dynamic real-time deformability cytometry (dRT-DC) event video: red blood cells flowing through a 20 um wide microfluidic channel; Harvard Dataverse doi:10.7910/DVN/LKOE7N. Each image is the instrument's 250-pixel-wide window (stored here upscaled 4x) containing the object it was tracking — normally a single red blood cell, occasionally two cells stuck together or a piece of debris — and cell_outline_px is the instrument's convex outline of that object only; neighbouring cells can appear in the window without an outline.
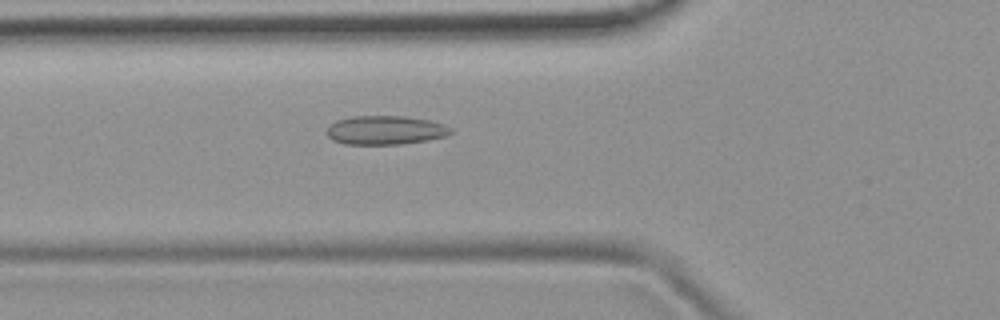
{"species": "common noctule bat (a hibernating species)", "species_latin": "Nyctalus noctula", "temperature_condition": "room temperature", "stored_images_in_passage": 50, "camera_frame_rate_fps": 3000, "um_per_image_px": 0.085, "animal": {"sex": "female", "body_mass_g": 19.9}, "frame": {"image": 1, "passage_image": 17, "time_ms": 5.333, "image_size_px": [1000, 320], "cell_outline_px": [[452, 132], [448, 136], [428, 140], [400, 144], [344, 144], [332, 140], [324, 132], [336, 120], [352, 116], [408, 116], [428, 120], [444, 124], [452, 128]], "centroid_in_image_um": [32.76, 11.06], "position_along_channel_um": 93.0, "area_um2": 21.04}}
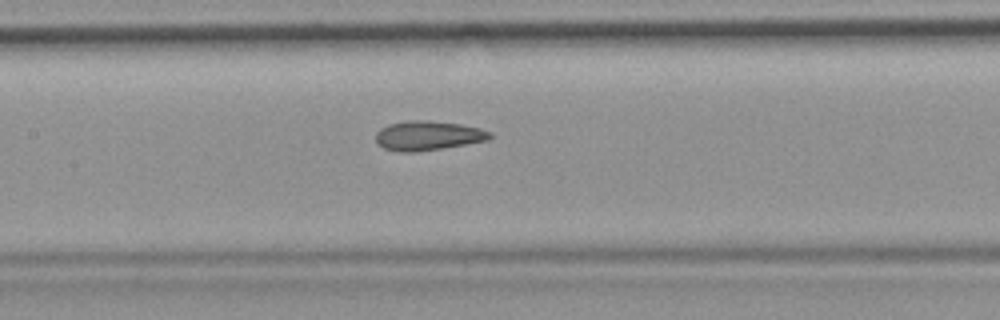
{"frame": {"image": 2, "passage_image": 23, "time_ms": 7.333, "image_size_px": [1000, 320], "cell_outline_px": [[492, 136], [488, 140], [416, 152], [400, 152], [384, 148], [376, 144], [376, 132], [380, 128], [388, 124], [408, 120], [428, 120], [460, 124], [480, 128], [492, 132]], "centroid_in_image_um": [36.34, 11.52], "position_along_channel_um": 171.1, "area_um2": 19.59}}
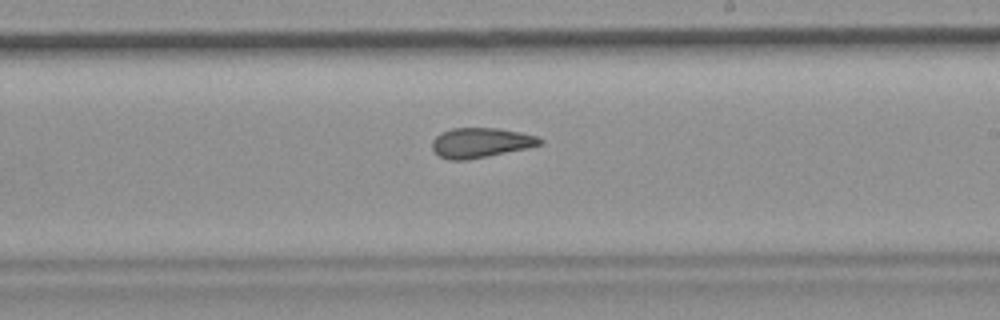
{"frame": {"image": 3, "passage_image": 29, "time_ms": 9.333, "image_size_px": [1000, 320], "cell_outline_px": [[544, 140], [540, 144], [524, 148], [468, 160], [448, 160], [440, 156], [432, 148], [432, 140], [440, 132], [452, 128], [496, 128], [520, 132], [536, 136]], "centroid_in_image_um": [40.8, 12.12], "position_along_channel_um": 248.2, "area_um2": 18.5}, "authors_computed_cell_mechanics": {"area_um2": 19.5942, "velocity_mm_per_s": 3.874, "shape_relaxation_time_tau1_ms": null, "shape_relaxation_time_tau2_ms": 2.787, "deformation_change_tau1": null, "deformation_change_tau2": 0.0921}}